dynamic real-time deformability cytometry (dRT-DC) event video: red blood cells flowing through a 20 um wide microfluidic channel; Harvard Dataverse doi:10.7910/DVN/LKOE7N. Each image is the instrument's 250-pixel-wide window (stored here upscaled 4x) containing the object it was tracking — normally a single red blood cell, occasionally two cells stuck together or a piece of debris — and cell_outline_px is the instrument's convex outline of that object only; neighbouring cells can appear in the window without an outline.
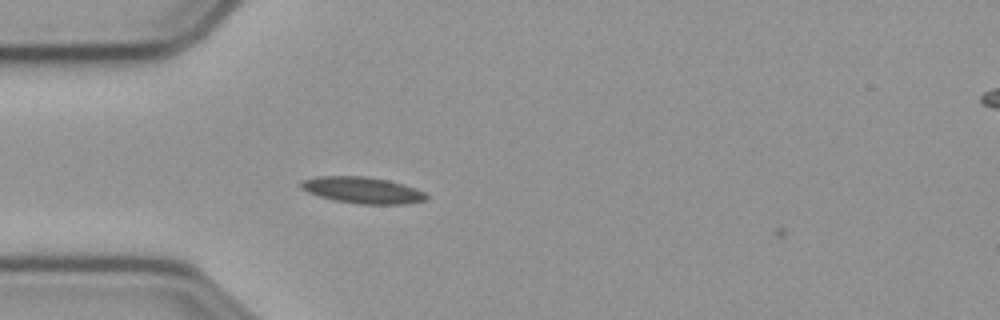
{"species": "common noctule bat (a hibernating species)", "species_latin": "Nyctalus noctula", "temperature_condition": "cold", "stored_images_in_passage": 9, "camera_frame_rate_fps": 3000, "um_per_image_px": 0.085, "animal": {"sex": "male", "body_mass_g": 23.1, "forearm_length_mm": 52.7}, "frame": {"image": 1, "passage_image": 8, "time_ms": 2.333, "image_size_px": [1000, 320], "cell_outline_px": [[428, 200], [404, 204], [360, 204], [332, 200], [308, 192], [300, 188], [300, 180], [316, 176], [364, 176], [388, 180], [404, 184], [424, 192], [428, 196]], "centroid_in_image_um": [30.79, 16.16], "position_along_channel_um": 54.2, "area_um2": 19.42}}